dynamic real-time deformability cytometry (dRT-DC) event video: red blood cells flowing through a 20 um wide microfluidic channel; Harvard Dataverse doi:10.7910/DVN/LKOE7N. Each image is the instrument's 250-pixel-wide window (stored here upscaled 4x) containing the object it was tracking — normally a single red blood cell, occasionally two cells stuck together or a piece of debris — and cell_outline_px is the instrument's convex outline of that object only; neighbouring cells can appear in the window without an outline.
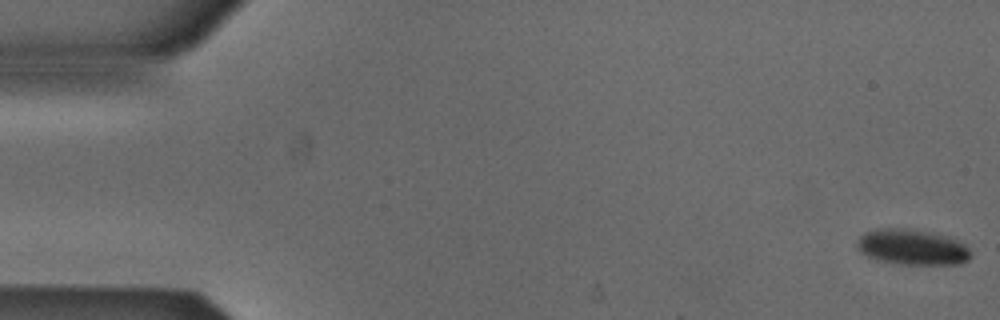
{"species": "Egyptian fruit bat (a non-hibernating species)", "species_latin": "Rousettus aegyptiacus", "temperature_condition": "cold", "stored_images_in_passage": 53, "camera_frame_rate_fps": 3000, "um_per_image_px": 0.085, "animal": {"sex": "male"}, "frame": {"image": 1, "passage_image": 1, "time_ms": 0.0, "image_size_px": [1000, 320], "cell_outline_px": [[972, 252], [968, 260], [960, 264], [904, 264], [876, 260], [860, 252], [856, 248], [856, 244], [860, 236], [864, 232], [876, 228], [908, 228], [948, 236], [964, 244]], "centroid_in_image_um": [77.51, 21.0], "position_along_channel_um": 7.5, "area_um2": 23.7}}
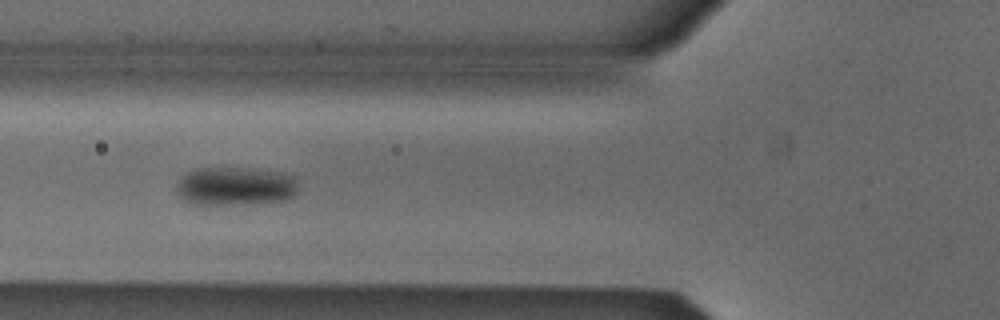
{"frame": {"image": 2, "passage_image": 20, "time_ms": 6.333, "image_size_px": [1000, 320], "cell_outline_px": [[296, 192], [292, 196], [284, 200], [252, 204], [196, 204], [184, 200], [176, 192], [176, 188], [180, 180], [188, 172], [196, 168], [232, 168], [280, 172], [296, 176]], "centroid_in_image_um": [20.01, 15.84], "position_along_channel_um": 105.8, "area_um2": 27.05}}
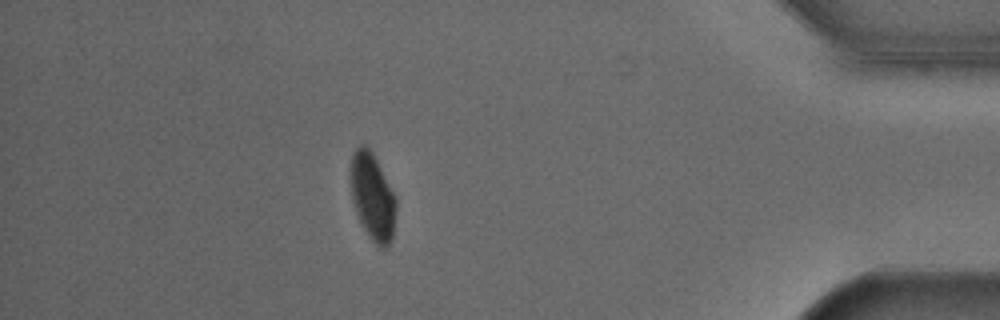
{"frame": {"image": 3, "passage_image": 47, "time_ms": 15.333, "image_size_px": [1000, 320], "cell_outline_px": [[396, 212], [392, 236], [388, 244], [384, 248], [380, 248], [368, 236], [356, 212], [352, 196], [352, 152], [360, 144], [364, 144], [372, 152], [396, 196]], "centroid_in_image_um": [31.69, 16.72], "position_along_channel_um": 403.5, "area_um2": 22.54}, "authors_computed_cell_mechanics": {"area_um2": 25.8366, "velocity_mm_per_s": 3.8402, "shape_relaxation_time_tau1_ms": null, "shape_relaxation_time_tau2_ms": 3.6202, "deformation_change_tau1": null, "deformation_change_tau2": 0.0309}}